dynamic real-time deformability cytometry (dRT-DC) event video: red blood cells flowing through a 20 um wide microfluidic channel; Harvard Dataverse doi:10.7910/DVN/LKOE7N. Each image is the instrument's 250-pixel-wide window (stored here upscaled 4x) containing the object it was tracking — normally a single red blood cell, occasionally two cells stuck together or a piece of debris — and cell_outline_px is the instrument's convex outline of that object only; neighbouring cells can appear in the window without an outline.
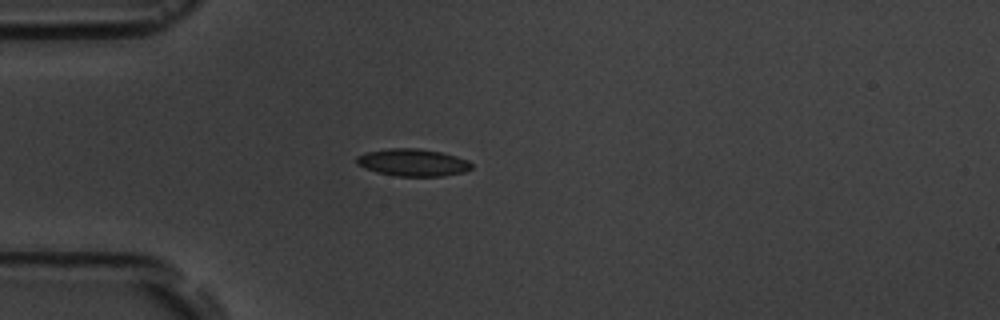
{"species": "common noctule bat (a hibernating species)", "species_latin": "Nyctalus noctula", "temperature_condition": "room temperature", "stored_images_in_passage": 3, "camera_frame_rate_fps": 3000, "um_per_image_px": 0.085, "animal": {"sex": "male", "body_mass_g": 19.5, "forearm_length_mm": 54.6}, "frame": {"image": 1, "passage_image": 3, "time_ms": 3.333, "image_size_px": [1000, 320], "cell_outline_px": [[472, 168], [464, 172], [440, 176], [396, 176], [376, 172], [364, 168], [356, 164], [356, 156], [364, 152], [388, 148], [420, 148], [440, 152], [456, 156], [468, 160], [472, 164]], "centroid_in_image_um": [35.05, 13.8], "position_along_channel_um": 50.0, "area_um2": 18.44}}